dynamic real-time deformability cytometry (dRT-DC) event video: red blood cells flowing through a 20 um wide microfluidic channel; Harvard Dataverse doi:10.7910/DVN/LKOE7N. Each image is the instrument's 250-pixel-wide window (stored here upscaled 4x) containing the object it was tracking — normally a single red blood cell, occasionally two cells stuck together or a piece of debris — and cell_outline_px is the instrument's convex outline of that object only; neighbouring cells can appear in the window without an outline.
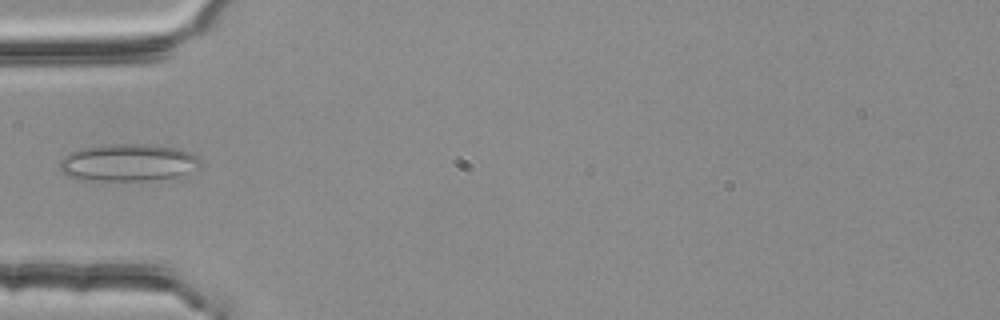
{"species": "common noctule bat (a hibernating species)", "species_latin": "Nyctalus noctula", "temperature_condition": "room temperature", "stored_images_in_passage": 4, "camera_frame_rate_fps": 3000, "um_per_image_px": 0.085, "animal": {"sex": "female", "body_mass_g": 25.1}, "frame": {"image": 1, "passage_image": 4, "time_ms": 1.0, "image_size_px": [1000, 320], "cell_outline_px": [[200, 164], [176, 176], [148, 180], [96, 180], [68, 176], [60, 172], [60, 160], [68, 152], [80, 148], [120, 144], [140, 144], [176, 148], [188, 152], [196, 156], [200, 160]], "centroid_in_image_um": [10.8, 13.81], "position_along_channel_um": 74.2, "area_um2": 29.71}}